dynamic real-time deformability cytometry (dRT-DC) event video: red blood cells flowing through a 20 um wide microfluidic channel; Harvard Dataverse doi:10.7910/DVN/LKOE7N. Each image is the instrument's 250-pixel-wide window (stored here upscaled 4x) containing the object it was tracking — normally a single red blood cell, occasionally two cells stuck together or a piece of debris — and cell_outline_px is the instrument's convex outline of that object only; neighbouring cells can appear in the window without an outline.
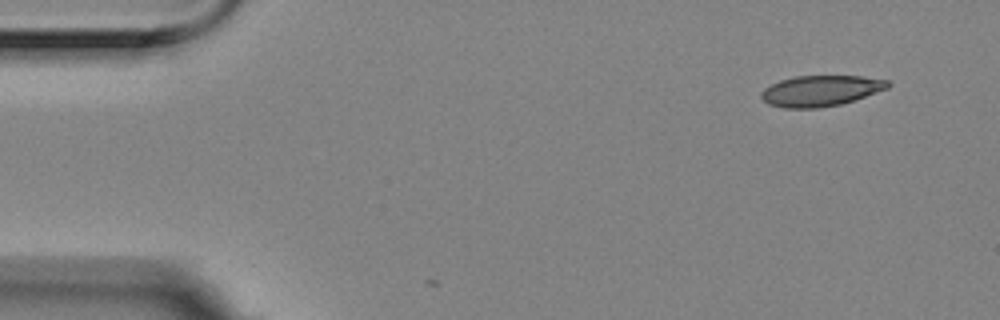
{"species": "Egyptian fruit bat (a non-hibernating species)", "species_latin": "Rousettus aegyptiacus", "temperature_condition": "room temperature", "stored_images_in_passage": 4, "camera_frame_rate_fps": 3000, "um_per_image_px": 0.085, "animal": {"sex": "female"}, "frame": {"image": 1, "passage_image": 1, "time_ms": 0.0, "image_size_px": [1000, 320], "cell_outline_px": [[892, 84], [888, 88], [856, 100], [840, 104], [816, 108], [784, 108], [768, 104], [760, 96], [760, 92], [764, 88], [780, 80], [796, 76], [860, 76], [888, 80]], "centroid_in_image_um": [69.76, 7.72], "position_along_channel_um": 15.2, "area_um2": 22.77}}
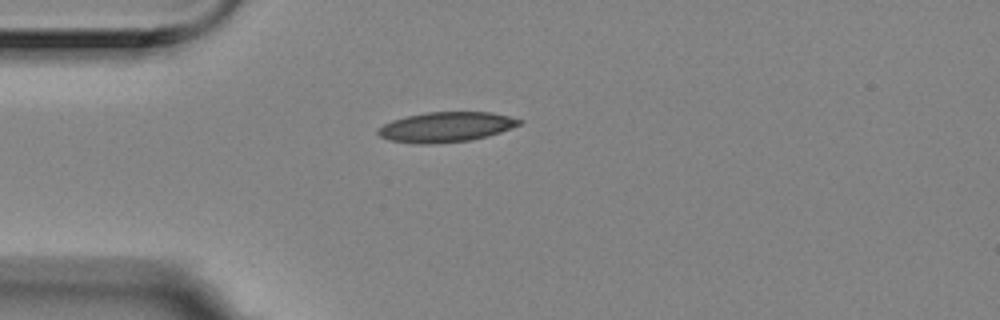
{"frame": {"image": 2, "passage_image": 4, "time_ms": 1.0, "image_size_px": [1000, 320], "cell_outline_px": [[524, 120], [520, 124], [500, 132], [488, 136], [472, 140], [432, 144], [416, 144], [388, 140], [380, 136], [376, 132], [376, 128], [392, 120], [424, 112], [492, 112]], "centroid_in_image_um": [37.88, 10.8], "position_along_channel_um": 47.1, "area_um2": 24.85}}